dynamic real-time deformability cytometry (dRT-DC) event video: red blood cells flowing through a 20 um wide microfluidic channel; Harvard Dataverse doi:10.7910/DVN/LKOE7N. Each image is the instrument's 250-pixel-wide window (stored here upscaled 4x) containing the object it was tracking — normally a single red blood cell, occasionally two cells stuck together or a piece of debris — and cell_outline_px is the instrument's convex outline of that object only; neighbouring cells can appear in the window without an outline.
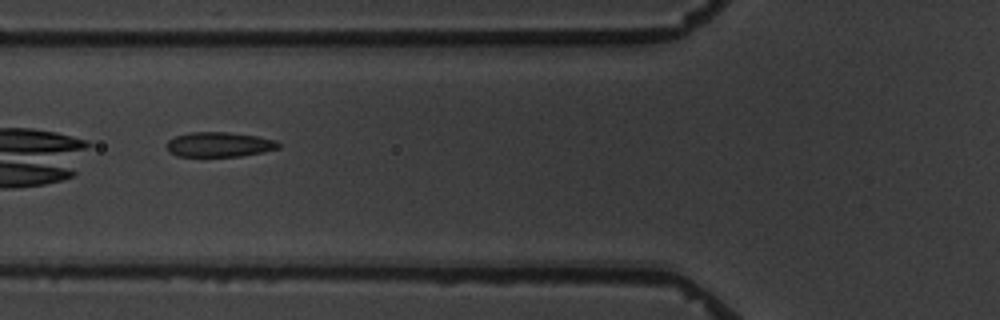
{"species": "common noctule bat (a hibernating species)", "species_latin": "Nyctalus noctula", "temperature_condition": "warm", "stored_images_in_passage": 9, "camera_frame_rate_fps": 3000, "um_per_image_px": 0.085, "animal": {"sex": "male", "body_mass_g": 19.5, "forearm_length_mm": 54.6}, "frame": {"image": 1, "passage_image": 7, "time_ms": 7.0, "image_size_px": [1000, 320], "cell_outline_px": [[280, 148], [264, 152], [240, 156], [204, 160], [176, 156], [168, 152], [168, 140], [176, 136], [188, 132], [228, 132], [256, 136], [276, 140], [280, 144]], "centroid_in_image_um": [18.59, 12.34], "position_along_channel_um": 107.2, "area_um2": 17.11}}
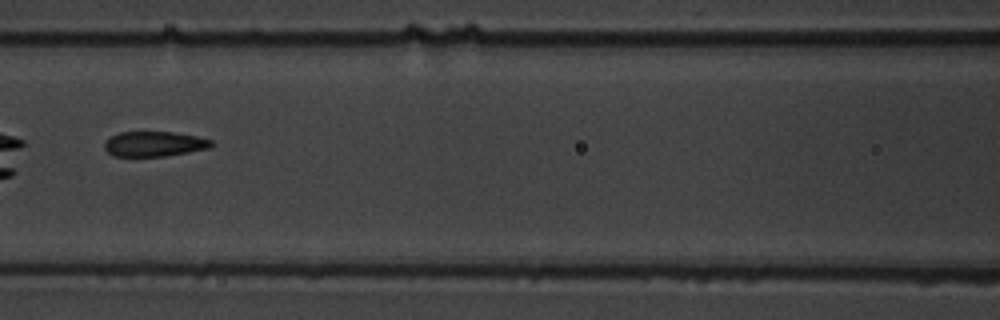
{"frame": {"image": 2, "passage_image": 8, "time_ms": 8.333, "image_size_px": [1000, 320], "cell_outline_px": [[212, 144], [208, 148], [188, 152], [164, 156], [112, 156], [104, 148], [104, 144], [112, 136], [120, 132], [172, 132], [196, 136], [212, 140]], "centroid_in_image_um": [13.09, 12.23], "position_along_channel_um": 153.5, "area_um2": 15.37}}
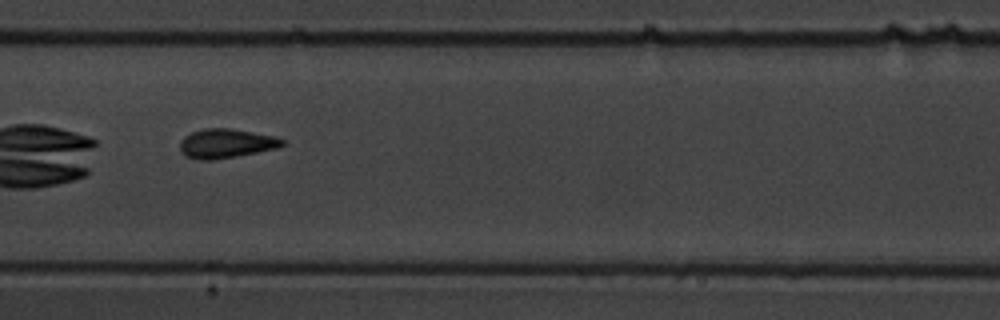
{"frame": {"image": 3, "passage_image": 9, "time_ms": 9.333, "image_size_px": [1000, 320], "cell_outline_px": [[284, 144], [276, 148], [236, 156], [212, 160], [200, 160], [184, 156], [180, 148], [180, 140], [184, 136], [192, 132], [204, 128], [232, 128], [276, 136], [284, 140]], "centroid_in_image_um": [19.19, 12.18], "position_along_channel_um": 188.2, "area_um2": 17.46}}